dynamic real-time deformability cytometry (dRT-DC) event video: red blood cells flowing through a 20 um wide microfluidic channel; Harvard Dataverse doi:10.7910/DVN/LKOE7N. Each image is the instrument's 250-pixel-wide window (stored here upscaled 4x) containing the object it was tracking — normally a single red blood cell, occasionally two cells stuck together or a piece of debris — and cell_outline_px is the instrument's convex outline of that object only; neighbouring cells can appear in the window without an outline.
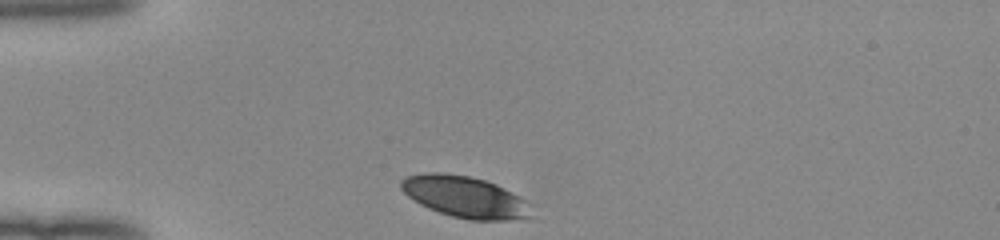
{"species": "human", "species_latin": "Homo sapiens", "temperature_condition": "room temperature", "stored_images_in_passage": 30, "camera_frame_rate_fps": 3000, "um_per_image_px": 0.085, "donor": {"sex": "female"}, "frame": {"image": 1, "passage_image": 1, "time_ms": 0.0, "image_size_px": [1000, 240], "cell_outline_px": [[532, 220], [468, 220], [452, 216], [428, 208], [420, 204], [408, 196], [400, 188], [400, 180], [404, 176], [424, 172], [444, 172], [468, 176], [484, 180], [496, 184], [520, 196], [524, 200]], "centroid_in_image_um": [39.48, 16.73], "position_along_channel_um": 45.5, "area_um2": 31.56}}
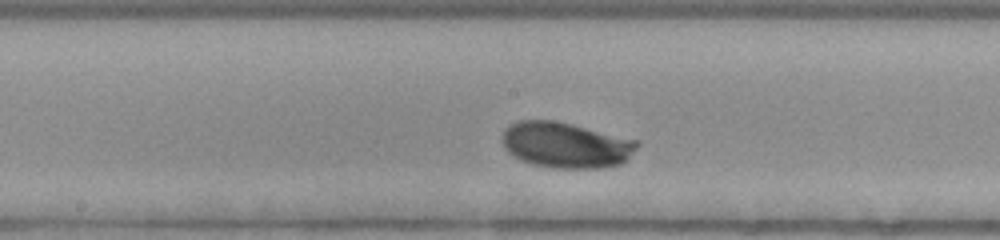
{"frame": {"image": 2, "passage_image": 15, "time_ms": 4.667, "image_size_px": [1000, 240], "cell_outline_px": [[640, 144], [620, 164], [604, 168], [552, 168], [532, 164], [520, 160], [508, 152], [504, 148], [500, 140], [504, 128], [508, 124], [516, 120], [552, 120], [572, 124], [640, 140]], "centroid_in_image_um": [48.04, 12.31], "position_along_channel_um": 200.2, "area_um2": 36.36}}
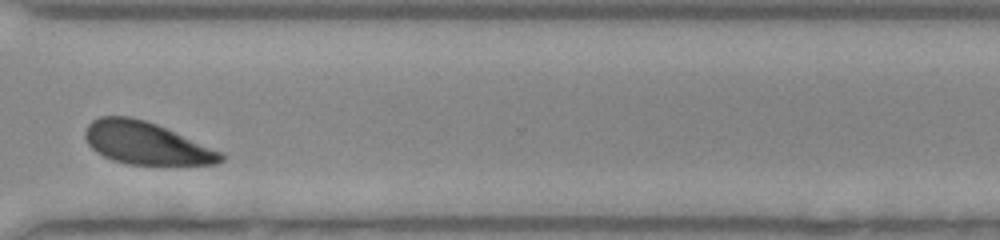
{"frame": {"image": 3, "passage_image": 27, "time_ms": 8.667, "image_size_px": [1000, 240], "cell_outline_px": [[224, 160], [216, 164], [128, 164], [112, 160], [96, 152], [88, 144], [84, 136], [84, 132], [88, 124], [92, 120], [100, 116], [128, 116], [144, 120], [156, 124], [224, 152]], "centroid_in_image_um": [12.41, 12.16], "position_along_channel_um": 358.2, "area_um2": 33.47}, "authors_computed_cell_mechanics": {"area_um2": 34.4488, "velocity_mm_per_s": 3.9455, "shape_relaxation_time_tau1_ms": 1.1034, "shape_relaxation_time_tau2_ms": null, "deformation_change_tau1": 0.0774, "deformation_change_tau2": null}}